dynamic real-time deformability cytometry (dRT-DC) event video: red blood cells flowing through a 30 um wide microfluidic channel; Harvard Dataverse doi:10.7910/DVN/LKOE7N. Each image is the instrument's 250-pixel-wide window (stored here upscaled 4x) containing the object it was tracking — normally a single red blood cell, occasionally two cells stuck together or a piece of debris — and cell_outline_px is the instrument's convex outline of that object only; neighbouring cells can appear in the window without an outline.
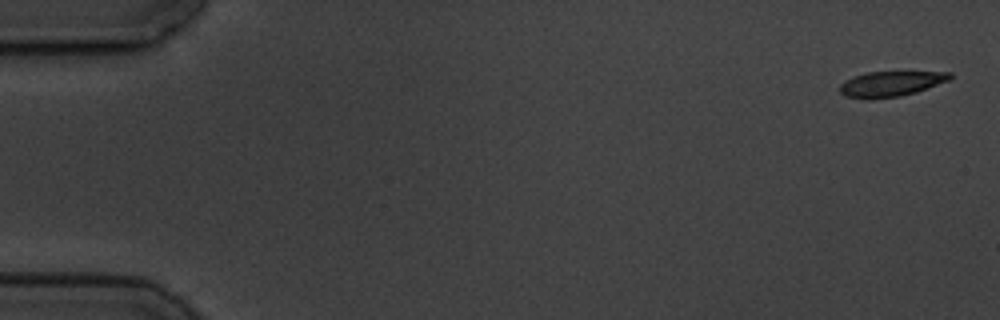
{"species": "common noctule bat (a hibernating species)", "species_latin": "Nyctalus noctula", "temperature_condition": "cold", "stored_images_in_passage": 4, "camera_frame_rate_fps": 3000, "um_per_image_px": 0.085, "animal": {"sex": "male", "body_mass_g": 19.5, "forearm_length_mm": 54.6}, "frame": {"image": 1, "passage_image": 1, "time_ms": 0.0, "image_size_px": [1000, 320], "cell_outline_px": [[952, 76], [948, 80], [916, 92], [900, 96], [844, 96], [840, 92], [840, 84], [852, 76], [868, 72], [952, 72]], "centroid_in_image_um": [75.75, 7.08], "position_along_channel_um": 9.3, "area_um2": 15.37}}